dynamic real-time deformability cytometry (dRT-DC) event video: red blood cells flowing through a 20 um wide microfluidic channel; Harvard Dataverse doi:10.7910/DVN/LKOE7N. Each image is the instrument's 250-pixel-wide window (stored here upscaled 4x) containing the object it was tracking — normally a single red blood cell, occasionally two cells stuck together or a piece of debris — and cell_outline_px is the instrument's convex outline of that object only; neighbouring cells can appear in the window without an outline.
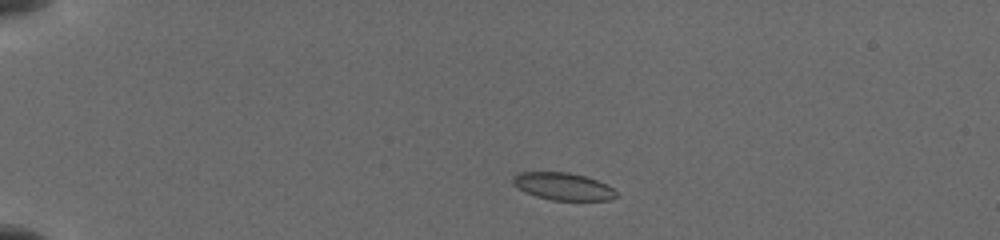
{"species": "common noctule bat (a hibernating species)", "species_latin": "Nyctalus noctula", "temperature_condition": "cold", "stored_images_in_passage": 11, "camera_frame_rate_fps": 3000, "um_per_image_px": 0.085, "animal": {"sex": "female", "body_mass_g": 19.5, "forearm_length_mm": 54.1}, "frame": {"image": 1, "passage_image": 1, "time_ms": 0.0, "image_size_px": [1000, 240], "cell_outline_px": [[616, 196], [608, 200], [552, 200], [536, 196], [524, 192], [512, 184], [512, 176], [516, 172], [568, 172], [584, 176], [596, 180], [612, 188], [616, 192]], "centroid_in_image_um": [47.78, 15.83], "position_along_channel_um": 37.2, "area_um2": 16.42}}
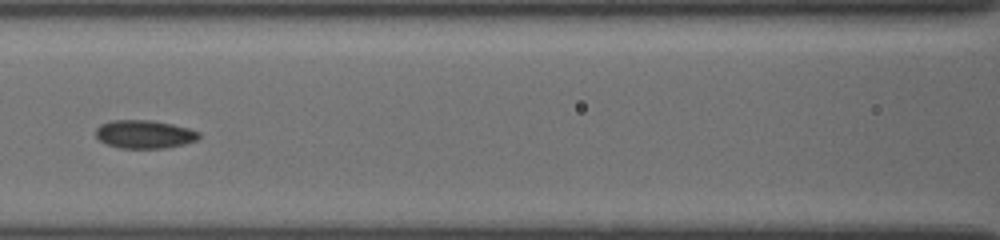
{"frame": {"image": 2, "passage_image": 7, "time_ms": 4.667, "image_size_px": [1000, 240], "cell_outline_px": [[200, 136], [196, 140], [184, 144], [164, 148], [120, 148], [108, 144], [100, 140], [96, 136], [96, 128], [100, 124], [112, 120], [152, 120], [172, 124], [188, 128], [200, 132]], "centroid_in_image_um": [12.28, 11.4], "position_along_channel_um": 154.3, "area_um2": 16.94}}
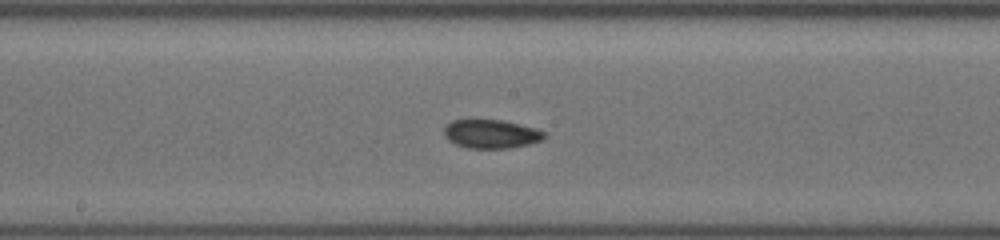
{"frame": {"image": 3, "passage_image": 10, "time_ms": 6.0, "image_size_px": [1000, 240], "cell_outline_px": [[548, 136], [544, 140], [528, 144], [508, 148], [468, 148], [456, 144], [448, 140], [444, 136], [444, 124], [452, 120], [500, 120], [536, 128], [548, 132]], "centroid_in_image_um": [41.77, 11.38], "position_along_channel_um": 206.4, "area_um2": 16.94}}